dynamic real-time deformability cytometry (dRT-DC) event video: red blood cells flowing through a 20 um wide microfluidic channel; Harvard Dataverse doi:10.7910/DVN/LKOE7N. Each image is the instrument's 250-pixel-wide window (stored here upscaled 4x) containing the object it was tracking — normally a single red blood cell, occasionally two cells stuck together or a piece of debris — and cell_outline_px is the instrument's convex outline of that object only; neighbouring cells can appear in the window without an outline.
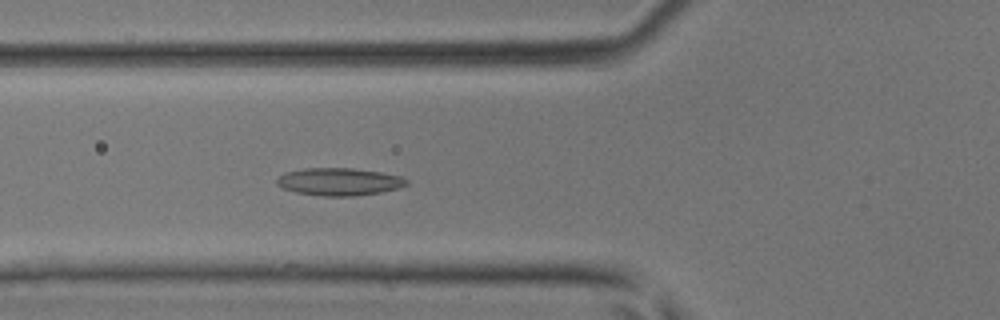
{"species": "common noctule bat (a hibernating species)", "species_latin": "Nyctalus noctula", "temperature_condition": "room temperature", "stored_images_in_passage": 40, "camera_frame_rate_fps": 3000, "um_per_image_px": 0.085, "animal": {"sex": "male", "body_mass_g": 17.9, "forearm_length_mm": 54.2}, "frame": {"image": 1, "passage_image": 16, "time_ms": 5.0, "image_size_px": [1000, 320], "cell_outline_px": [[408, 184], [400, 188], [380, 192], [352, 196], [324, 196], [296, 192], [284, 188], [276, 184], [276, 180], [284, 172], [304, 168], [352, 168], [380, 172], [400, 176], [408, 180]], "centroid_in_image_um": [28.83, 15.44], "position_along_channel_um": 97.0, "area_um2": 20.75}}
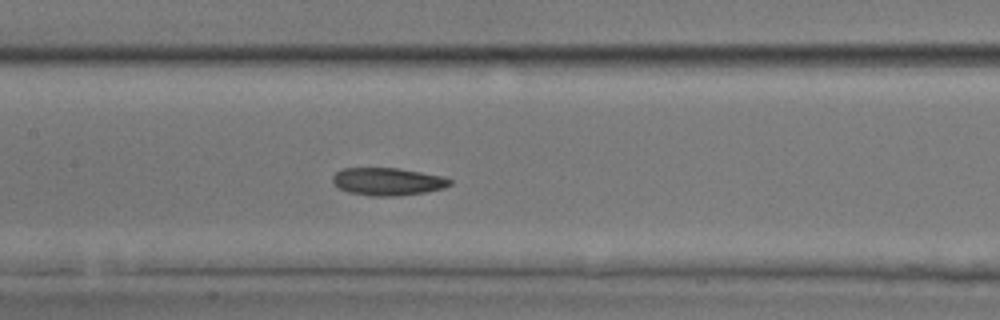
{"frame": {"image": 2, "passage_image": 21, "time_ms": 6.667, "image_size_px": [1000, 320], "cell_outline_px": [[452, 184], [444, 188], [424, 192], [400, 196], [372, 196], [348, 192], [340, 188], [332, 180], [332, 176], [336, 172], [344, 168], [400, 168], [444, 176], [452, 180]], "centroid_in_image_um": [32.99, 15.43], "position_along_channel_um": 174.4, "area_um2": 18.96}}
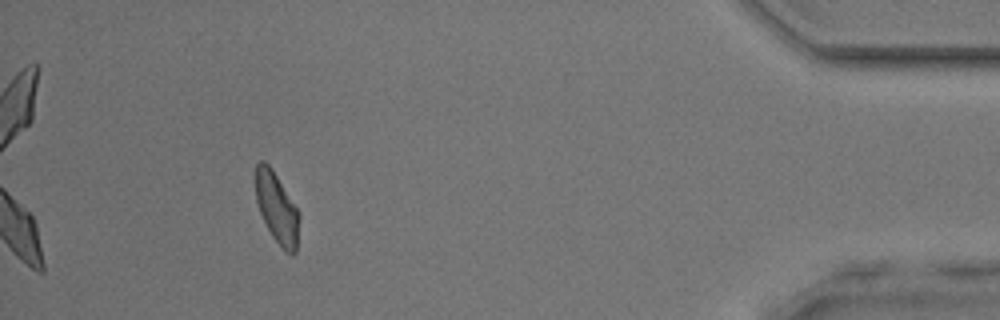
{"frame": {"image": 3, "passage_image": 40, "time_ms": 13.0, "image_size_px": [1000, 320], "cell_outline_px": [[300, 216], [296, 252], [292, 256], [272, 236], [260, 212], [256, 200], [256, 164], [260, 160], [264, 160], [272, 168], [300, 212]], "centroid_in_image_um": [23.55, 17.65], "position_along_channel_um": 411.6, "area_um2": 17.8}}